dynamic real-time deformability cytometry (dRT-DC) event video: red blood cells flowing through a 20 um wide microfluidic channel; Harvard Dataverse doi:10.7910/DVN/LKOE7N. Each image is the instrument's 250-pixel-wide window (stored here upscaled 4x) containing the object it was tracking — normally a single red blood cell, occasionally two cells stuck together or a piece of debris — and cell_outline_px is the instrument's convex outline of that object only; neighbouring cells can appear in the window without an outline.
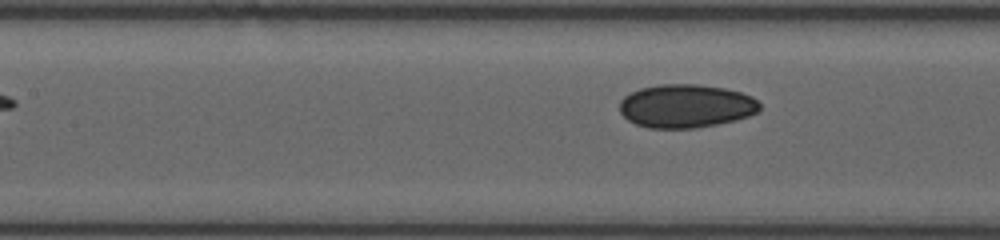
{"species": "human", "species_latin": "Homo sapiens", "temperature_condition": "room temperature", "stored_images_in_passage": 17, "segment_of_instrument_passage": [2, 2], "camera_frame_rate_fps": 3000, "um_per_image_px": 0.085, "donor": {"sex": "female"}, "frame": {"image": 1, "passage_image": 17, "time_ms": 6.333, "image_size_px": [1000, 240], "cell_outline_px": [[760, 112], [736, 120], [696, 128], [648, 128], [636, 124], [628, 120], [620, 112], [620, 100], [624, 96], [640, 88], [660, 84], [696, 84], [724, 88], [740, 92], [752, 96], [760, 104]], "centroid_in_image_um": [58.31, 9.01], "position_along_channel_um": 149.1, "area_um2": 35.55}}